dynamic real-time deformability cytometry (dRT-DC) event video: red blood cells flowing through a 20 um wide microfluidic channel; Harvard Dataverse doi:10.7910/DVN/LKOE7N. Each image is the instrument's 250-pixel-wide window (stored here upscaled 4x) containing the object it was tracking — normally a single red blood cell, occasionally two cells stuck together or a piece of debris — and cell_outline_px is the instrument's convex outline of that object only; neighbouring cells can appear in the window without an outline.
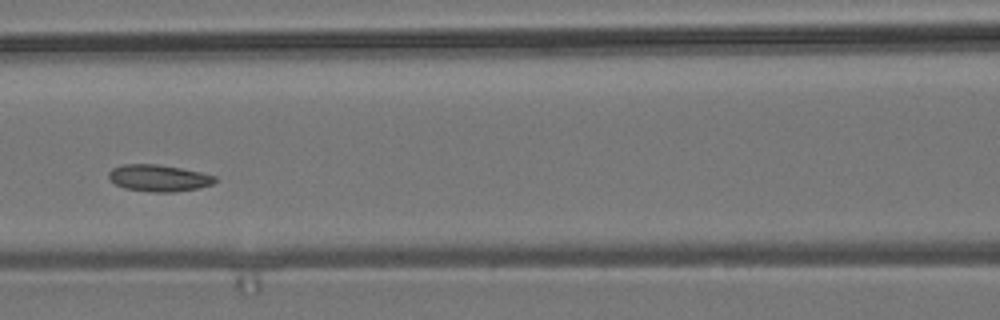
{"species": "common noctule bat (a hibernating species)", "species_latin": "Nyctalus noctula", "temperature_condition": "room temperature", "stored_images_in_passage": 5, "camera_frame_rate_fps": 3000, "um_per_image_px": 0.085, "animal": {"sex": "male", "body_mass_g": 19.2, "forearm_length_mm": 51.8}, "frame": {"image": 1, "passage_image": 5, "time_ms": 4.667, "image_size_px": [1000, 320], "cell_outline_px": [[216, 180], [212, 184], [200, 188], [172, 192], [152, 192], [124, 188], [116, 184], [108, 176], [108, 172], [112, 168], [124, 164], [156, 164], [180, 168], [200, 172], [216, 176]], "centroid_in_image_um": [13.49, 15.13], "position_along_channel_um": 153.1, "area_um2": 16.47}}